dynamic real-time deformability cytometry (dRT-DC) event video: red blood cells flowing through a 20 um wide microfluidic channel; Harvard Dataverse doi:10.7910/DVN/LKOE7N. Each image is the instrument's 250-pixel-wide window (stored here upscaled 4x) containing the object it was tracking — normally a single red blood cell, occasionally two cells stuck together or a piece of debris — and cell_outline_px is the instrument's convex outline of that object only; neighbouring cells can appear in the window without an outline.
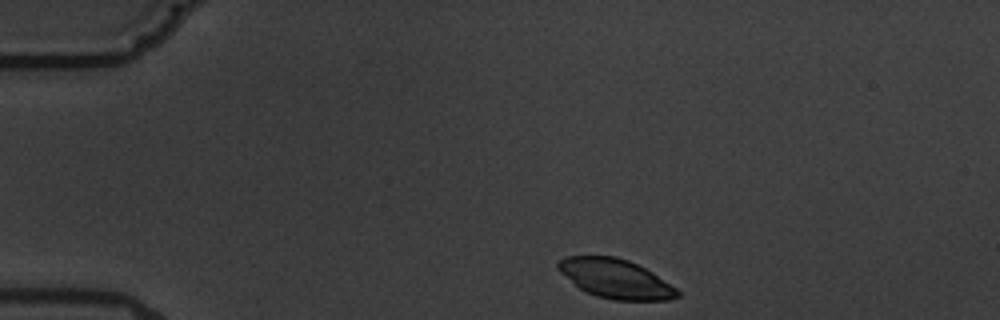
{"species": "common noctule bat (a hibernating species)", "species_latin": "Nyctalus noctula", "temperature_condition": "warm", "stored_images_in_passage": 4, "camera_frame_rate_fps": 3000, "um_per_image_px": 0.085, "animal": {"sex": "male", "body_mass_g": 19.5, "forearm_length_mm": 54.6}, "frame": {"image": 1, "passage_image": 1, "time_ms": 0.0, "image_size_px": [1000, 320], "cell_outline_px": [[680, 296], [668, 300], [612, 300], [596, 296], [580, 288], [560, 272], [556, 268], [556, 264], [564, 256], [616, 256], [628, 260], [652, 272], [676, 288], [680, 292]], "centroid_in_image_um": [52.32, 23.68], "position_along_channel_um": 32.7, "area_um2": 27.05}}